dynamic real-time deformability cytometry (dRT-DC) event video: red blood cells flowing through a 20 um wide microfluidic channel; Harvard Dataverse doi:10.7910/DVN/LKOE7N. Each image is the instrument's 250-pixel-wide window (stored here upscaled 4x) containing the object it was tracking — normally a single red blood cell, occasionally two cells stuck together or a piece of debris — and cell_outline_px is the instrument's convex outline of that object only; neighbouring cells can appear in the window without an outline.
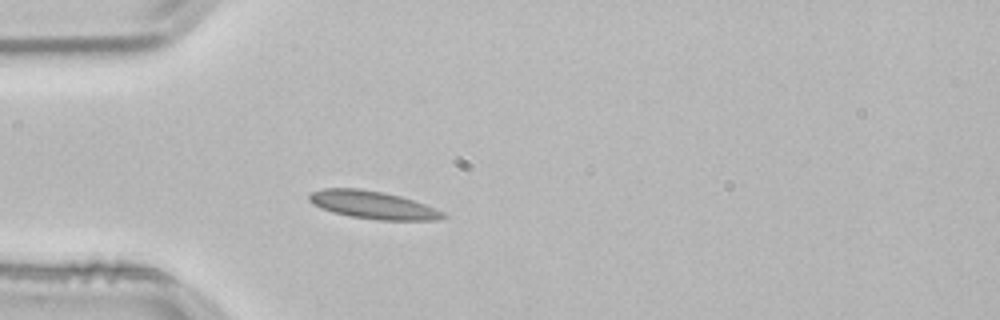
{"species": "common noctule bat (a hibernating species)", "species_latin": "Nyctalus noctula", "temperature_condition": "room temperature", "stored_images_in_passage": 39, "camera_frame_rate_fps": 3000, "um_per_image_px": 0.085, "animal": {"sex": "male", "body_mass_g": 21.5, "forearm_length_mm": 52.0}, "frame": {"image": 1, "passage_image": 1, "time_ms": 0.0, "image_size_px": [1000, 320], "cell_outline_px": [[448, 216], [436, 220], [380, 220], [352, 216], [332, 212], [320, 208], [312, 204], [308, 200], [308, 196], [312, 192], [324, 188], [360, 188], [384, 192], [400, 196], [424, 204], [444, 212]], "centroid_in_image_um": [31.67, 17.41], "position_along_channel_um": 53.3, "area_um2": 21.62}}
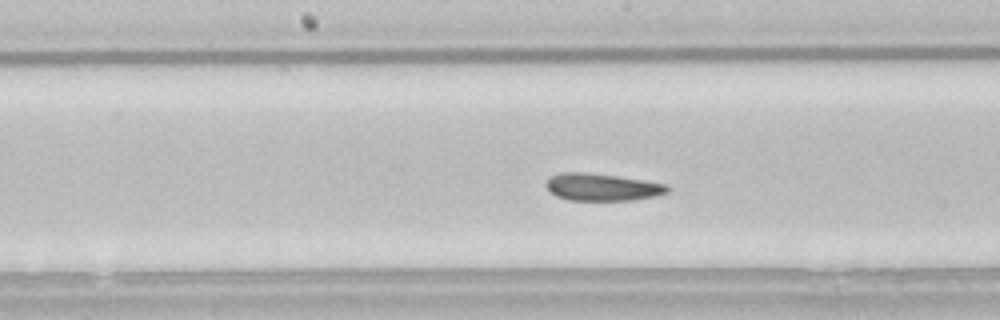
{"frame": {"image": 2, "passage_image": 13, "time_ms": 4.0, "image_size_px": [1000, 320], "cell_outline_px": [[668, 192], [656, 196], [632, 200], [568, 200], [556, 196], [544, 184], [552, 176], [560, 172], [584, 172], [616, 176], [644, 180], [664, 184], [668, 188]], "centroid_in_image_um": [51.16, 15.9], "position_along_channel_um": 197.0, "area_um2": 19.07}}
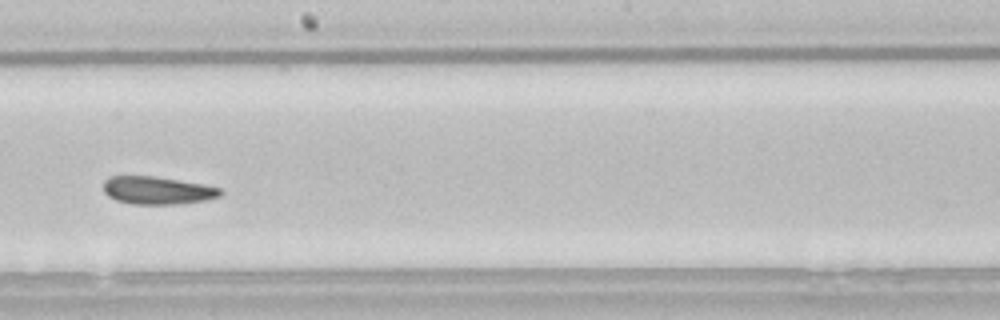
{"frame": {"image": 3, "passage_image": 16, "time_ms": 5.0, "image_size_px": [1000, 320], "cell_outline_px": [[224, 192], [220, 196], [204, 200], [176, 204], [132, 204], [116, 200], [108, 196], [104, 192], [104, 180], [108, 176], [156, 176], [204, 184], [220, 188]], "centroid_in_image_um": [13.37, 16.17], "position_along_channel_um": 234.8, "area_um2": 19.02}}